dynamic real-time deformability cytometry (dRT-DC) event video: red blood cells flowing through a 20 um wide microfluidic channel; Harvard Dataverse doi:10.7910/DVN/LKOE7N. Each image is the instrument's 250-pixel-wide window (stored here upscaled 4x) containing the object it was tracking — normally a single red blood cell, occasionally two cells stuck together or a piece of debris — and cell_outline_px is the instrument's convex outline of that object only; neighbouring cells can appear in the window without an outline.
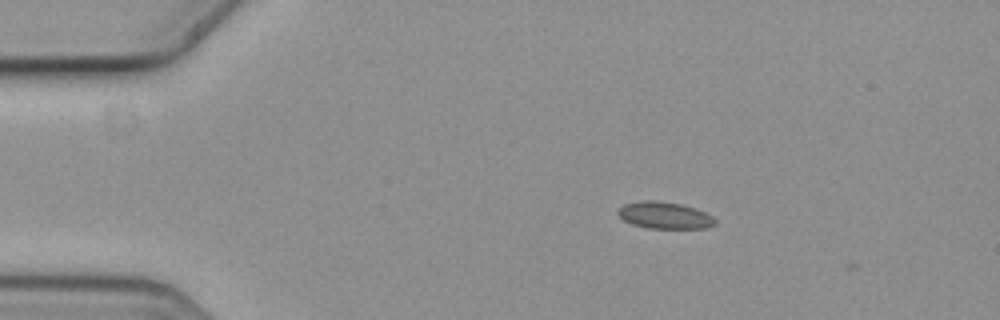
{"species": "common noctule bat (a hibernating species)", "species_latin": "Nyctalus noctula", "temperature_condition": "cold", "stored_images_in_passage": 2, "camera_frame_rate_fps": 3000, "um_per_image_px": 0.085, "animal": {"sex": "female", "body_mass_g": 19.3, "forearm_length_mm": 54.1}, "frame": {"image": 1, "passage_image": 2, "time_ms": 0.333, "image_size_px": [1000, 320], "cell_outline_px": [[716, 224], [704, 228], [648, 228], [632, 224], [624, 220], [616, 212], [616, 208], [624, 204], [640, 200], [656, 200], [680, 204], [696, 208], [712, 216], [716, 220]], "centroid_in_image_um": [56.45, 18.29], "position_along_channel_um": 28.5, "area_um2": 15.26}}